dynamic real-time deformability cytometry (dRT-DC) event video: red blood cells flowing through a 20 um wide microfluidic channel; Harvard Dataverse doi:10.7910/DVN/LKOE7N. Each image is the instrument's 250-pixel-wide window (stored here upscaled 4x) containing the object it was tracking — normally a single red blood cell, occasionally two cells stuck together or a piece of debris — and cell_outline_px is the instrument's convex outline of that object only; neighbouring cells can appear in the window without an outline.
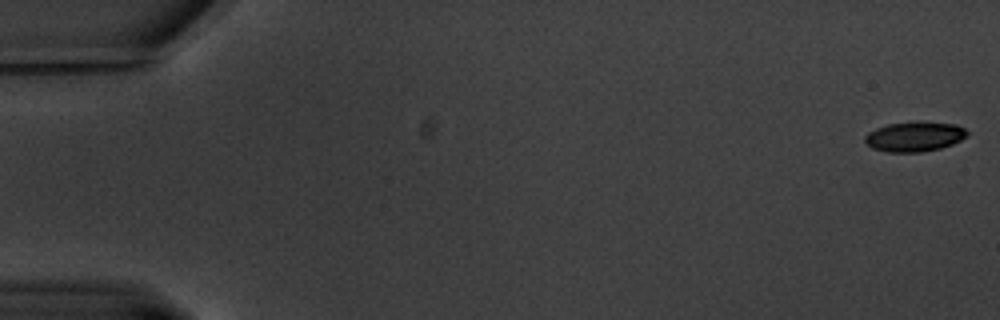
{"species": "common noctule bat (a hibernating species)", "species_latin": "Nyctalus noctula", "temperature_condition": "warm", "stored_images_in_passage": 19, "camera_frame_rate_fps": 3000, "um_per_image_px": 0.085, "animal": {"sex": "male", "body_mass_g": 20.1, "forearm_length_mm": 53.5}, "frame": {"image": 1, "passage_image": 1, "time_ms": 0.0, "image_size_px": [1000, 320], "cell_outline_px": [[968, 136], [952, 144], [940, 148], [920, 152], [888, 152], [872, 148], [864, 140], [864, 136], [868, 132], [876, 128], [888, 124], [916, 120], [956, 124], [964, 128], [968, 132]], "centroid_in_image_um": [77.74, 11.59], "position_along_channel_um": 7.3, "area_um2": 18.03}}
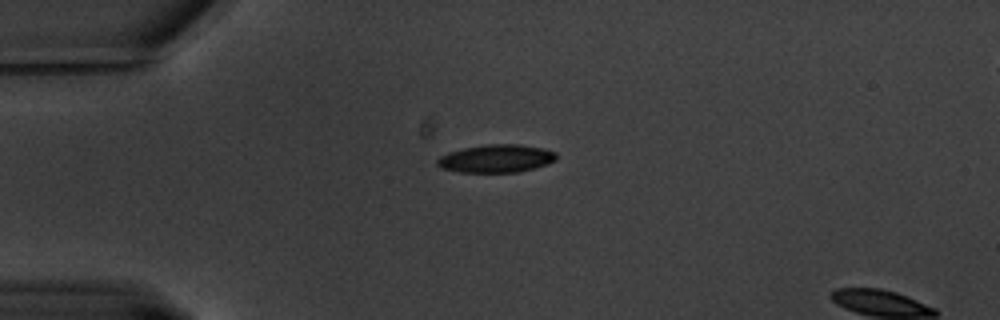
{"frame": {"image": 2, "passage_image": 16, "time_ms": 5.0, "image_size_px": [1000, 320], "cell_outline_px": [[556, 160], [548, 164], [516, 172], [460, 172], [440, 168], [436, 164], [436, 160], [440, 156], [448, 152], [464, 148], [488, 144], [520, 144], [544, 148], [556, 152]], "centroid_in_image_um": [42.17, 13.47], "position_along_channel_um": 42.8, "area_um2": 19.42}}